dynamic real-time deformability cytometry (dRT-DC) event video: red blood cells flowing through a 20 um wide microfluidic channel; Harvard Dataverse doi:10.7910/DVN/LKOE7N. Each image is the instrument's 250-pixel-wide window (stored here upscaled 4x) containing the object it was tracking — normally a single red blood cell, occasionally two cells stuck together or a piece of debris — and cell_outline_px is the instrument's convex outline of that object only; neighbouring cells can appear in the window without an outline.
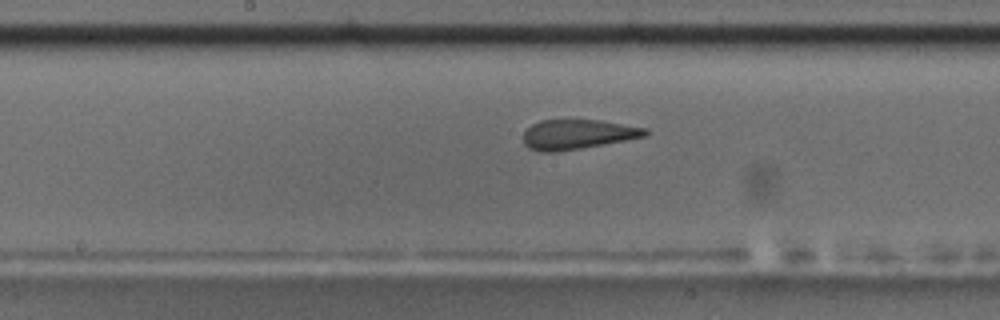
{"species": "common noctule bat (a hibernating species)", "species_latin": "Nyctalus noctula", "temperature_condition": "room temperature", "stored_images_in_passage": 48, "camera_frame_rate_fps": 3000, "um_per_image_px": 0.085, "animal": {"sex": "male", "body_mass_g": 17.5, "forearm_length_mm": 52.3}, "frame": {"image": 1, "passage_image": 21, "time_ms": 6.667, "image_size_px": [1000, 320], "cell_outline_px": [[648, 132], [644, 136], [624, 140], [580, 148], [556, 152], [540, 152], [528, 148], [524, 144], [524, 132], [532, 124], [540, 120], [600, 120], [648, 128]], "centroid_in_image_um": [49.06, 11.42], "position_along_channel_um": 199.1, "area_um2": 20.92}, "authors_computed_cell_mechanics": {"area_um2": 22.6576, "velocity_mm_per_s": 3.6723, "shape_relaxation_time_tau1_ms": null, "shape_relaxation_time_tau2_ms": 1.6244, "deformation_change_tau1": null, "deformation_change_tau2": 0.0884}}